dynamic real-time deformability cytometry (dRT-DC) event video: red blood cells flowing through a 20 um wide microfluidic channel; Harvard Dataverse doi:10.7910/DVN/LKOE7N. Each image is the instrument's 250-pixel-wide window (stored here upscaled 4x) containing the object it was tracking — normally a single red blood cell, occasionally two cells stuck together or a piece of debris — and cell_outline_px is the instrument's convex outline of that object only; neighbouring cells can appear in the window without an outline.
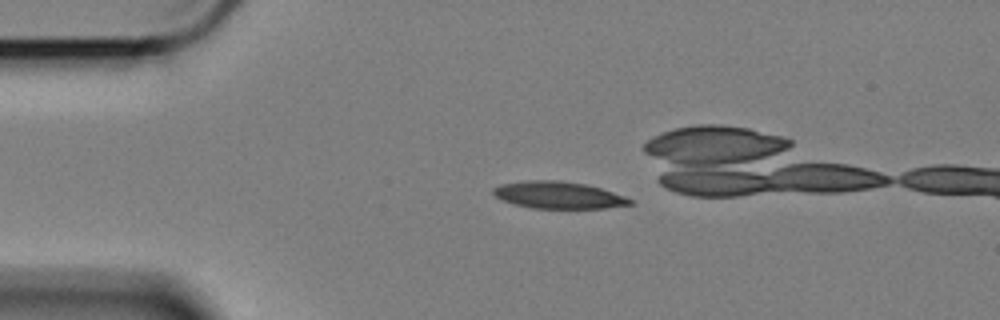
{"species": "Egyptian fruit bat (a non-hibernating species)", "species_latin": "Rousettus aegyptiacus", "temperature_condition": "cold", "stored_images_in_passage": 51, "camera_frame_rate_fps": 3000, "um_per_image_px": 0.085, "animal": {"sex": "female"}, "frame": {"image": 1, "passage_image": 12, "time_ms": 3.667, "image_size_px": [1000, 320], "cell_outline_px": [[632, 204], [604, 208], [532, 208], [516, 204], [504, 200], [496, 196], [492, 192], [492, 188], [504, 184], [528, 180], [560, 180], [584, 184], [600, 188], [624, 196], [632, 200]], "centroid_in_image_um": [47.47, 16.58], "position_along_channel_um": 37.5, "area_um2": 21.15}}
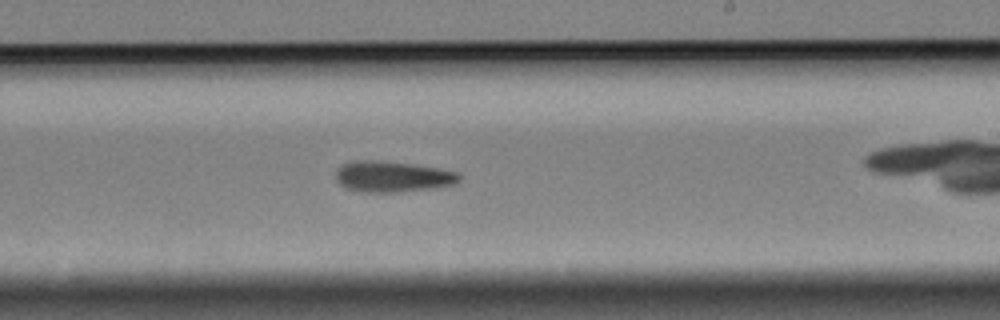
{"frame": {"image": 2, "passage_image": 34, "time_ms": 11.0, "image_size_px": [1000, 320], "cell_outline_px": [[460, 180], [452, 184], [428, 188], [400, 192], [360, 192], [348, 188], [340, 184], [336, 180], [336, 168], [340, 164], [352, 160], [376, 160], [408, 164], [436, 168], [456, 172], [460, 176]], "centroid_in_image_um": [33.26, 15.0], "position_along_channel_um": 255.7, "area_um2": 21.96}}
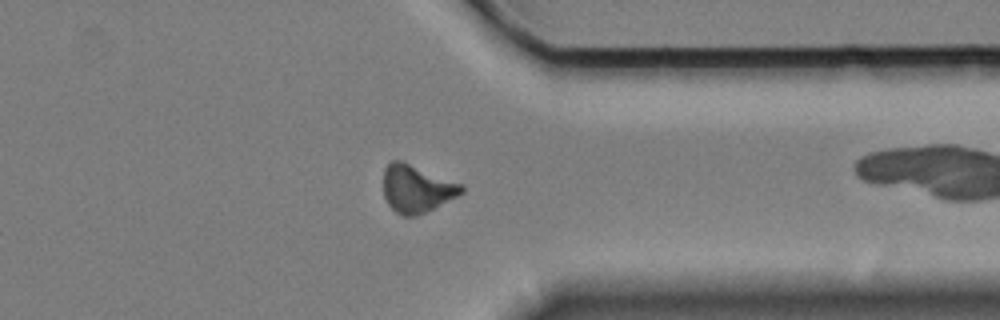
{"frame": {"image": 3, "passage_image": 45, "time_ms": 14.667, "image_size_px": [1000, 320], "cell_outline_px": [[464, 192], [416, 216], [404, 216], [396, 212], [388, 204], [384, 196], [384, 168], [392, 160], [400, 160], [464, 184]], "centroid_in_image_um": [35.41, 16.02], "position_along_channel_um": 376.0, "area_um2": 21.39}}